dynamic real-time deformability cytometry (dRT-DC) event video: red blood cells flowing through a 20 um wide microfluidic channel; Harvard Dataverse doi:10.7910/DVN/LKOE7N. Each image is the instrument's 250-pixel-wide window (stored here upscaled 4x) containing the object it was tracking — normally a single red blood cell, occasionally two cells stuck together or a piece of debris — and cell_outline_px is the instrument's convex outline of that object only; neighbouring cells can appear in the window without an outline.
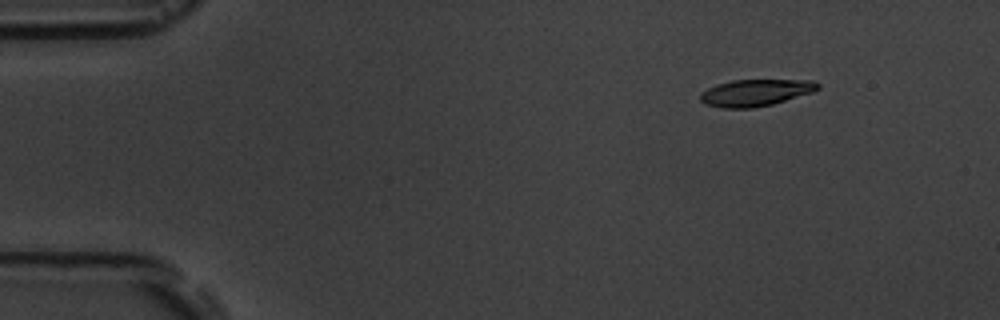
{"species": "common noctule bat (a hibernating species)", "species_latin": "Nyctalus noctula", "temperature_condition": "room temperature", "stored_images_in_passage": 3, "camera_frame_rate_fps": 3000, "um_per_image_px": 0.085, "animal": {"sex": "male", "body_mass_g": 19.5, "forearm_length_mm": 54.6}, "frame": {"image": 1, "passage_image": 3, "time_ms": 2.333, "image_size_px": [1000, 320], "cell_outline_px": [[820, 88], [812, 92], [772, 104], [752, 108], [720, 108], [704, 104], [700, 100], [700, 92], [716, 84], [732, 80], [816, 80], [820, 84]], "centroid_in_image_um": [64.2, 7.87], "position_along_channel_um": 20.8, "area_um2": 18.44}}